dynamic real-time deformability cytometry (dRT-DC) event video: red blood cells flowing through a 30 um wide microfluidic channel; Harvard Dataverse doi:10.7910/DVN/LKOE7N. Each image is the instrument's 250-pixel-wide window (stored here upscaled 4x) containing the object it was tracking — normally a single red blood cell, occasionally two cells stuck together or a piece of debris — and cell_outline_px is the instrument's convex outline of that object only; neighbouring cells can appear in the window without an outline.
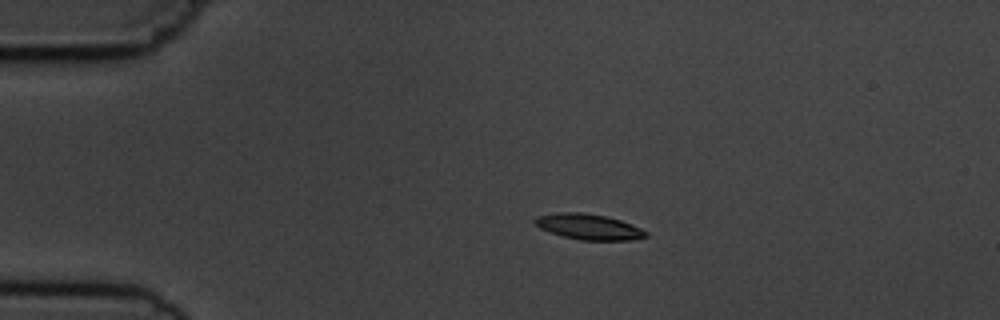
{"species": "common noctule bat (a hibernating species)", "species_latin": "Nyctalus noctula", "temperature_condition": "cold", "stored_images_in_passage": 3, "camera_frame_rate_fps": 3000, "um_per_image_px": 0.085, "animal": {"sex": "male", "body_mass_g": 19.5, "forearm_length_mm": 54.6}, "frame": {"image": 1, "passage_image": 1, "time_ms": 0.0, "image_size_px": [1000, 320], "cell_outline_px": [[648, 236], [632, 240], [580, 240], [564, 236], [540, 228], [532, 220], [536, 216], [560, 212], [580, 212], [608, 216], [632, 224], [648, 232]], "centroid_in_image_um": [50.06, 19.27], "position_along_channel_um": 34.9, "area_um2": 16.53}}
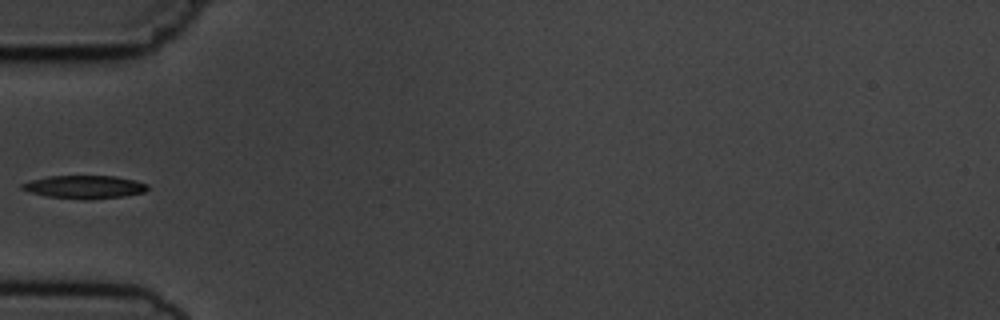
{"frame": {"image": 2, "passage_image": 3, "time_ms": 2.333, "image_size_px": [1000, 320], "cell_outline_px": [[148, 188], [144, 192], [124, 196], [84, 200], [48, 196], [32, 192], [20, 188], [20, 184], [32, 180], [48, 176], [116, 176], [136, 180], [148, 184]], "centroid_in_image_um": [7.21, 15.88], "position_along_channel_um": 77.8, "area_um2": 16.82}}